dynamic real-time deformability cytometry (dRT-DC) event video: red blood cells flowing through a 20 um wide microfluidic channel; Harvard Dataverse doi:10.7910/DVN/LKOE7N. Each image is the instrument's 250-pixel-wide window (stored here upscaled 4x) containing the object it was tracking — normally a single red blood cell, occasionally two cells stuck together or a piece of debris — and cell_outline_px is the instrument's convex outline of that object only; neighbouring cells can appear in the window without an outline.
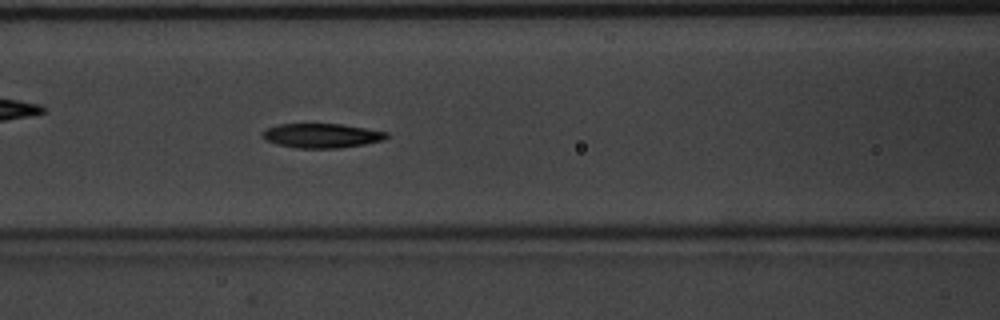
{"species": "common noctule bat (a hibernating species)", "species_latin": "Nyctalus noctula", "temperature_condition": "warm", "stored_images_in_passage": 52, "camera_frame_rate_fps": 3000, "um_per_image_px": 0.085, "animal": {"sex": "male", "body_mass_g": 20.1, "forearm_length_mm": 53.5}, "frame": {"image": 1, "passage_image": 23, "time_ms": 7.333, "image_size_px": [1000, 320], "cell_outline_px": [[388, 136], [384, 140], [364, 144], [340, 148], [296, 148], [276, 144], [264, 140], [260, 136], [260, 132], [276, 124], [340, 124], [388, 132]], "centroid_in_image_um": [27.28, 11.53], "position_along_channel_um": 139.3, "area_um2": 17.74}}
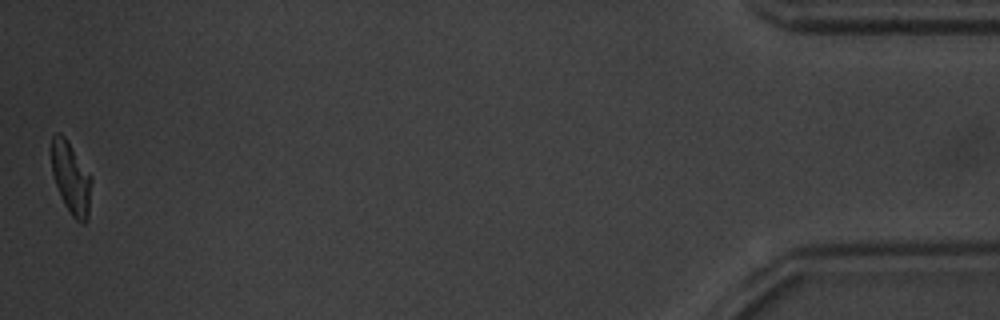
{"frame": {"image": 2, "passage_image": 52, "time_ms": 17.0, "image_size_px": [1000, 320], "cell_outline_px": [[92, 180], [88, 220], [84, 224], [76, 220], [72, 216], [64, 204], [60, 196], [52, 172], [52, 136], [56, 132], [60, 132], [68, 140], [92, 176]], "centroid_in_image_um": [6.06, 15.14], "position_along_channel_um": 429.1, "area_um2": 16.94}, "authors_computed_cell_mechanics": {"area_um2": 17.6868, "velocity_mm_per_s": 3.8743, "shape_relaxation_time_tau1_ms": 3.3512, "shape_relaxation_time_tau2_ms": 5.0482, "deformation_change_tau1": 0.1475, "deformation_change_tau2": 0.1259}}